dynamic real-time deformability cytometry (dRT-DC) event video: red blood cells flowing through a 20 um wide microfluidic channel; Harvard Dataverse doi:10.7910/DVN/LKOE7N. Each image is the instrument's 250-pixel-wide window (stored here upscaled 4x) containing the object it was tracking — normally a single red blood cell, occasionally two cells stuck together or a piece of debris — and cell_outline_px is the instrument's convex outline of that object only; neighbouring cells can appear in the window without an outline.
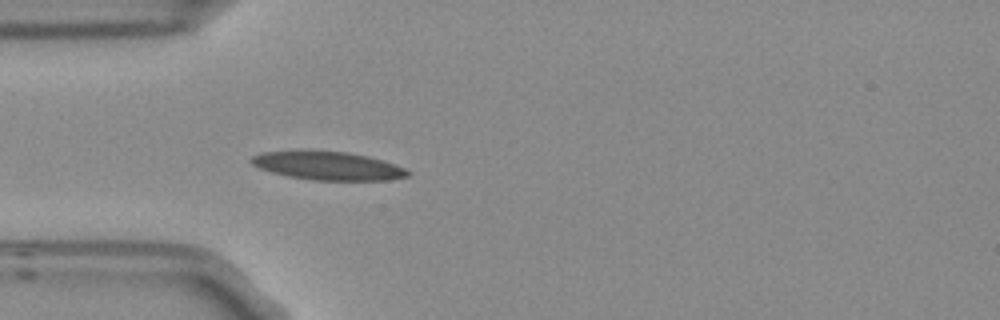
{"species": "Egyptian fruit bat (a non-hibernating species)", "species_latin": "Rousettus aegyptiacus", "temperature_condition": "room temperature", "stored_images_in_passage": 4, "camera_frame_rate_fps": 3000, "um_per_image_px": 0.085, "frame": {"image": 1, "passage_image": 4, "time_ms": 1.0, "image_size_px": [1000, 320], "cell_outline_px": [[412, 172], [408, 176], [388, 180], [312, 180], [288, 176], [272, 172], [260, 168], [252, 164], [248, 160], [252, 156], [260, 152], [348, 152], [380, 160], [404, 168]], "centroid_in_image_um": [27.86, 14.12], "position_along_channel_um": 57.1, "area_um2": 25.14}}